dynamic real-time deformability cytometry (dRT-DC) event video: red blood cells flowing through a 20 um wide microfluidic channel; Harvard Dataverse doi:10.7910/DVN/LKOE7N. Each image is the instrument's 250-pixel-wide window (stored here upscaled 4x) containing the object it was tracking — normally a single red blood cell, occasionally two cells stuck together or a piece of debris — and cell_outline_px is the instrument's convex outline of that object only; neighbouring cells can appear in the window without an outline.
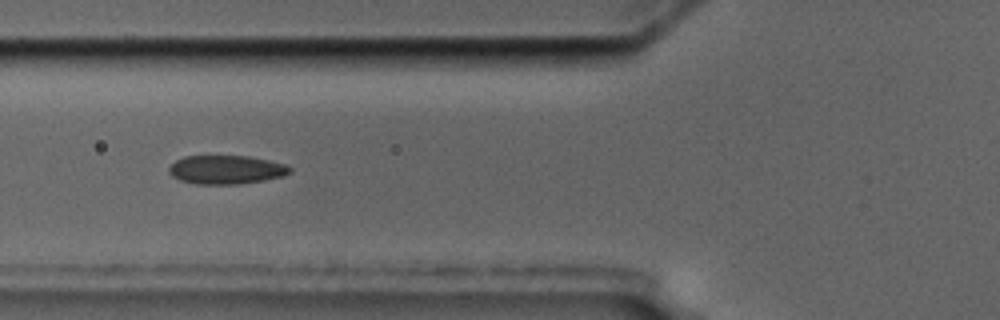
{"species": "common noctule bat (a hibernating species)", "species_latin": "Nyctalus noctula", "temperature_condition": "cold", "stored_images_in_passage": 9, "camera_frame_rate_fps": 3000, "um_per_image_px": 0.085, "animal": {"sex": "male", "body_mass_g": 17.5, "forearm_length_mm": 52.3}, "frame": {"image": 1, "passage_image": 6, "time_ms": 6.0, "image_size_px": [1000, 320], "cell_outline_px": [[292, 172], [284, 176], [264, 180], [240, 184], [196, 184], [180, 180], [172, 176], [168, 172], [168, 168], [176, 160], [184, 156], [248, 156], [288, 164], [292, 168]], "centroid_in_image_um": [19.25, 14.42], "position_along_channel_um": 106.5, "area_um2": 20.4}}
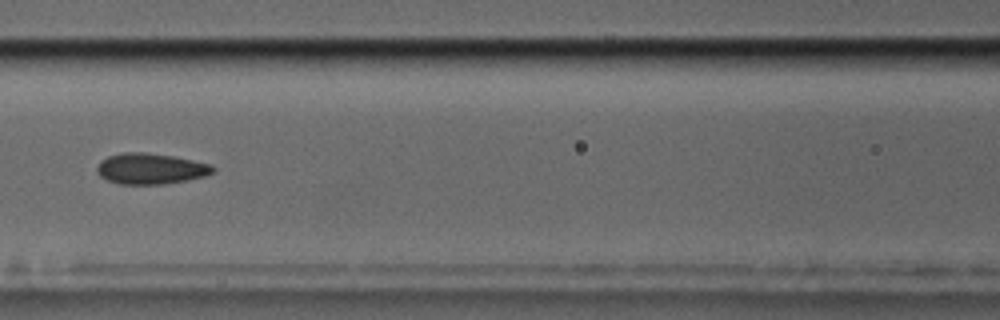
{"frame": {"image": 2, "passage_image": 7, "time_ms": 7.333, "image_size_px": [1000, 320], "cell_outline_px": [[216, 172], [204, 176], [188, 180], [164, 184], [120, 184], [108, 180], [100, 176], [96, 172], [96, 168], [100, 160], [108, 156], [120, 152], [144, 152], [172, 156], [212, 164], [216, 168]], "centroid_in_image_um": [12.81, 14.33], "position_along_channel_um": 153.8, "area_um2": 21.04}}
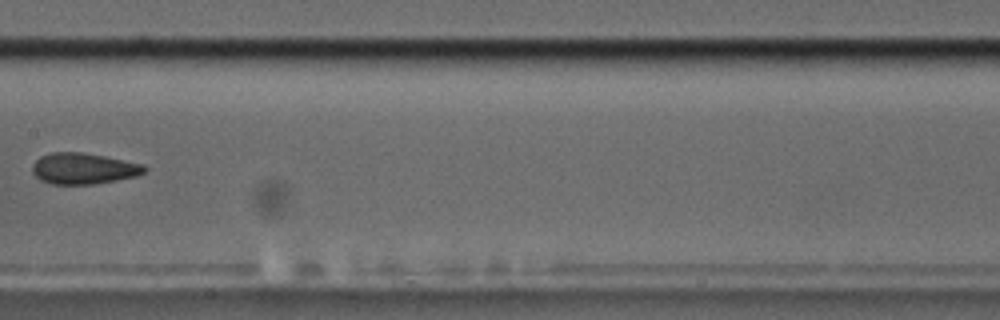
{"frame": {"image": 3, "passage_image": 8, "time_ms": 8.667, "image_size_px": [1000, 320], "cell_outline_px": [[148, 168], [144, 172], [136, 176], [116, 180], [92, 184], [52, 184], [40, 180], [32, 172], [32, 164], [40, 156], [52, 152], [80, 152], [104, 156], [144, 164]], "centroid_in_image_um": [7.09, 14.32], "position_along_channel_um": 200.3, "area_um2": 20.29}}